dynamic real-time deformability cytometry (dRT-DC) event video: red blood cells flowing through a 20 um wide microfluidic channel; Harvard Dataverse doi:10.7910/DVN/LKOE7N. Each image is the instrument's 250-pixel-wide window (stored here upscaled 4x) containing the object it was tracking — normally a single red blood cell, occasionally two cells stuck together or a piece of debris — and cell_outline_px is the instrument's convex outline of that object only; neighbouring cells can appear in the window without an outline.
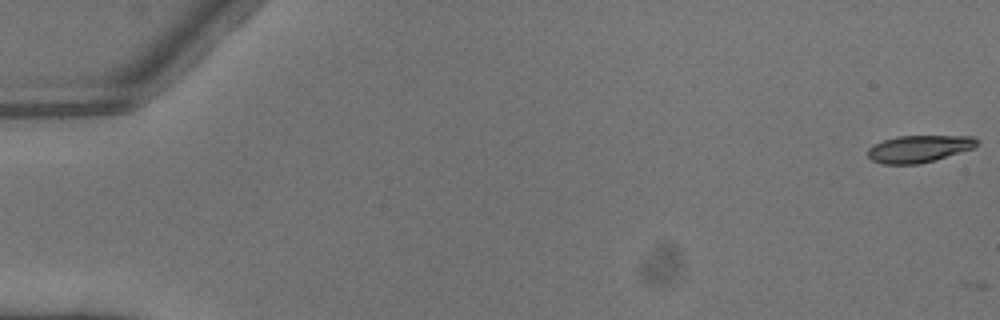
{"species": "common noctule bat (a hibernating species)", "species_latin": "Nyctalus noctula", "temperature_condition": "warm", "stored_images_in_passage": 5, "camera_frame_rate_fps": 3000, "um_per_image_px": 0.085, "animal": {"sex": "male", "body_mass_g": 13.3}, "frame": {"image": 1, "passage_image": 1, "time_ms": 0.0, "image_size_px": [1000, 320], "cell_outline_px": [[980, 144], [972, 148], [920, 164], [884, 164], [872, 160], [868, 156], [868, 148], [872, 144], [896, 136], [972, 136], [980, 140]], "centroid_in_image_um": [78.1, 12.63], "position_along_channel_um": 6.9, "area_um2": 17.17}}